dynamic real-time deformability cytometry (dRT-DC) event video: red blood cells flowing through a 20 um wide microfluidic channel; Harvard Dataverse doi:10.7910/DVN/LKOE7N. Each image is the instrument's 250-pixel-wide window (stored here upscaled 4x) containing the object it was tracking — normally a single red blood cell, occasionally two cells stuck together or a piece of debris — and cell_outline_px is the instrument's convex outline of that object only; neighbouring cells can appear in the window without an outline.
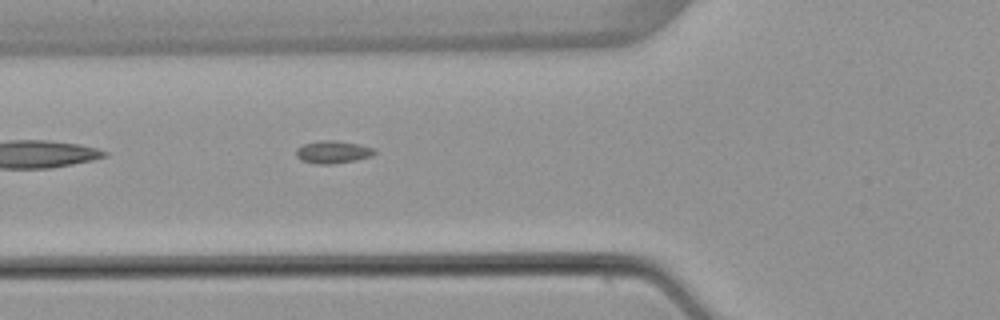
{"species": "common noctule bat (a hibernating species)", "species_latin": "Nyctalus noctula", "temperature_condition": "warm", "stored_images_in_passage": 5, "camera_frame_rate_fps": 3000, "um_per_image_px": 0.085, "animal": {"sex": "female", "body_mass_g": 22.7, "forearm_length_mm": 54.2}, "frame": {"image": 1, "passage_image": 5, "time_ms": 5.667, "image_size_px": [1000, 320], "cell_outline_px": [[376, 152], [372, 156], [356, 160], [332, 164], [316, 164], [300, 160], [296, 156], [296, 148], [304, 144], [320, 140], [336, 140], [360, 144], [376, 148]], "centroid_in_image_um": [28.31, 12.92], "position_along_channel_um": 97.5, "area_um2": 10.52}}